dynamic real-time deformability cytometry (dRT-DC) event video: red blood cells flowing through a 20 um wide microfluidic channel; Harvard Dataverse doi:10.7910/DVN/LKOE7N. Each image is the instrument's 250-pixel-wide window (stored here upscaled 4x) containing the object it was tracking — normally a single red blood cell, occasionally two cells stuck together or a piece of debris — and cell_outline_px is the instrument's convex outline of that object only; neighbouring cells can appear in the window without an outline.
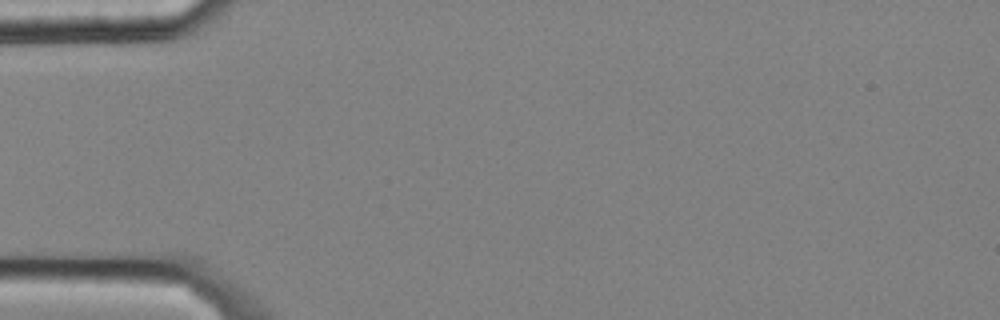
{"species": "common noctule bat (a hibernating species)", "species_latin": "Nyctalus noctula", "temperature_condition": "cold", "stored_images_in_passage": 2, "camera_frame_rate_fps": 3000, "um_per_image_px": 0.085, "animal": {"sex": "male", "body_mass_g": 20.4}, "frame": {"image": 1, "passage_image": 1, "time_ms": 0.0, "image_size_px": [1000, 320], "cell_outline_px": [[152, 236], [136, 244], [72, 244], [44, 236], [44, 232], [52, 228], [104, 228], [152, 232]], "centroid_in_image_um": [8.27, 20.05], "position_along_channel_um": 76.7, "area_um2": 10.4}}